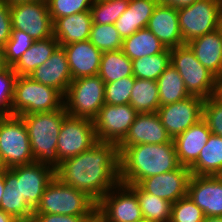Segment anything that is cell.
Returning <instances> with one entry per match:
<instances>
[{
  "mask_svg": "<svg viewBox=\"0 0 222 222\" xmlns=\"http://www.w3.org/2000/svg\"><path fill=\"white\" fill-rule=\"evenodd\" d=\"M119 151L115 143L97 142L89 150L61 162L55 176L85 193L96 204L119 180Z\"/></svg>",
  "mask_w": 222,
  "mask_h": 222,
  "instance_id": "1",
  "label": "cell"
},
{
  "mask_svg": "<svg viewBox=\"0 0 222 222\" xmlns=\"http://www.w3.org/2000/svg\"><path fill=\"white\" fill-rule=\"evenodd\" d=\"M119 180L124 185L139 184L150 176L179 168L173 139L163 144L125 146L119 152Z\"/></svg>",
  "mask_w": 222,
  "mask_h": 222,
  "instance_id": "2",
  "label": "cell"
},
{
  "mask_svg": "<svg viewBox=\"0 0 222 222\" xmlns=\"http://www.w3.org/2000/svg\"><path fill=\"white\" fill-rule=\"evenodd\" d=\"M66 108L42 113L21 115L30 140L32 155L37 163L47 165L54 171L60 166L57 143Z\"/></svg>",
  "mask_w": 222,
  "mask_h": 222,
  "instance_id": "3",
  "label": "cell"
},
{
  "mask_svg": "<svg viewBox=\"0 0 222 222\" xmlns=\"http://www.w3.org/2000/svg\"><path fill=\"white\" fill-rule=\"evenodd\" d=\"M96 207L97 204L85 193L54 176L47 184L34 214L96 216Z\"/></svg>",
  "mask_w": 222,
  "mask_h": 222,
  "instance_id": "4",
  "label": "cell"
},
{
  "mask_svg": "<svg viewBox=\"0 0 222 222\" xmlns=\"http://www.w3.org/2000/svg\"><path fill=\"white\" fill-rule=\"evenodd\" d=\"M64 96L55 88L29 76H18L15 82L12 115L51 112L64 107Z\"/></svg>",
  "mask_w": 222,
  "mask_h": 222,
  "instance_id": "5",
  "label": "cell"
},
{
  "mask_svg": "<svg viewBox=\"0 0 222 222\" xmlns=\"http://www.w3.org/2000/svg\"><path fill=\"white\" fill-rule=\"evenodd\" d=\"M55 171L40 163L18 165L4 170L5 191H15L35 210Z\"/></svg>",
  "mask_w": 222,
  "mask_h": 222,
  "instance_id": "6",
  "label": "cell"
},
{
  "mask_svg": "<svg viewBox=\"0 0 222 222\" xmlns=\"http://www.w3.org/2000/svg\"><path fill=\"white\" fill-rule=\"evenodd\" d=\"M64 98L68 115L93 120L105 104V83L99 75L72 80Z\"/></svg>",
  "mask_w": 222,
  "mask_h": 222,
  "instance_id": "7",
  "label": "cell"
},
{
  "mask_svg": "<svg viewBox=\"0 0 222 222\" xmlns=\"http://www.w3.org/2000/svg\"><path fill=\"white\" fill-rule=\"evenodd\" d=\"M0 155L6 168L36 162L31 152L26 125L20 116L8 115L0 118Z\"/></svg>",
  "mask_w": 222,
  "mask_h": 222,
  "instance_id": "8",
  "label": "cell"
},
{
  "mask_svg": "<svg viewBox=\"0 0 222 222\" xmlns=\"http://www.w3.org/2000/svg\"><path fill=\"white\" fill-rule=\"evenodd\" d=\"M222 0H197L178 9L179 27L184 44L219 28Z\"/></svg>",
  "mask_w": 222,
  "mask_h": 222,
  "instance_id": "9",
  "label": "cell"
},
{
  "mask_svg": "<svg viewBox=\"0 0 222 222\" xmlns=\"http://www.w3.org/2000/svg\"><path fill=\"white\" fill-rule=\"evenodd\" d=\"M170 64L182 77L190 95L203 99L212 96L215 76L198 61L188 44L170 49Z\"/></svg>",
  "mask_w": 222,
  "mask_h": 222,
  "instance_id": "10",
  "label": "cell"
},
{
  "mask_svg": "<svg viewBox=\"0 0 222 222\" xmlns=\"http://www.w3.org/2000/svg\"><path fill=\"white\" fill-rule=\"evenodd\" d=\"M11 27L24 31L34 41L53 36V21L47 1L21 2L10 5Z\"/></svg>",
  "mask_w": 222,
  "mask_h": 222,
  "instance_id": "11",
  "label": "cell"
},
{
  "mask_svg": "<svg viewBox=\"0 0 222 222\" xmlns=\"http://www.w3.org/2000/svg\"><path fill=\"white\" fill-rule=\"evenodd\" d=\"M137 115L138 112L130 104H104L93 119L97 141L118 145Z\"/></svg>",
  "mask_w": 222,
  "mask_h": 222,
  "instance_id": "12",
  "label": "cell"
},
{
  "mask_svg": "<svg viewBox=\"0 0 222 222\" xmlns=\"http://www.w3.org/2000/svg\"><path fill=\"white\" fill-rule=\"evenodd\" d=\"M97 142L93 120L67 115L63 120L58 137L59 160L62 162L79 155L89 150Z\"/></svg>",
  "mask_w": 222,
  "mask_h": 222,
  "instance_id": "13",
  "label": "cell"
},
{
  "mask_svg": "<svg viewBox=\"0 0 222 222\" xmlns=\"http://www.w3.org/2000/svg\"><path fill=\"white\" fill-rule=\"evenodd\" d=\"M118 195L109 191L97 203L96 216L102 222H138L143 220L142 211L136 194L127 186L119 183Z\"/></svg>",
  "mask_w": 222,
  "mask_h": 222,
  "instance_id": "14",
  "label": "cell"
},
{
  "mask_svg": "<svg viewBox=\"0 0 222 222\" xmlns=\"http://www.w3.org/2000/svg\"><path fill=\"white\" fill-rule=\"evenodd\" d=\"M205 99L191 95L184 100L160 106L158 115L168 135L174 139L203 117Z\"/></svg>",
  "mask_w": 222,
  "mask_h": 222,
  "instance_id": "15",
  "label": "cell"
},
{
  "mask_svg": "<svg viewBox=\"0 0 222 222\" xmlns=\"http://www.w3.org/2000/svg\"><path fill=\"white\" fill-rule=\"evenodd\" d=\"M187 196L205 217H222V178L220 175H191Z\"/></svg>",
  "mask_w": 222,
  "mask_h": 222,
  "instance_id": "16",
  "label": "cell"
},
{
  "mask_svg": "<svg viewBox=\"0 0 222 222\" xmlns=\"http://www.w3.org/2000/svg\"><path fill=\"white\" fill-rule=\"evenodd\" d=\"M191 175L188 167L180 166L175 170L143 179L138 185L145 192L173 204L187 195Z\"/></svg>",
  "mask_w": 222,
  "mask_h": 222,
  "instance_id": "17",
  "label": "cell"
},
{
  "mask_svg": "<svg viewBox=\"0 0 222 222\" xmlns=\"http://www.w3.org/2000/svg\"><path fill=\"white\" fill-rule=\"evenodd\" d=\"M171 140L157 112L138 113L126 136L117 146L120 152L125 146L163 144Z\"/></svg>",
  "mask_w": 222,
  "mask_h": 222,
  "instance_id": "18",
  "label": "cell"
},
{
  "mask_svg": "<svg viewBox=\"0 0 222 222\" xmlns=\"http://www.w3.org/2000/svg\"><path fill=\"white\" fill-rule=\"evenodd\" d=\"M72 79L98 75L102 52L89 40L62 46Z\"/></svg>",
  "mask_w": 222,
  "mask_h": 222,
  "instance_id": "19",
  "label": "cell"
},
{
  "mask_svg": "<svg viewBox=\"0 0 222 222\" xmlns=\"http://www.w3.org/2000/svg\"><path fill=\"white\" fill-rule=\"evenodd\" d=\"M29 77L41 84L55 88L65 96L73 79L64 49L59 46L50 58L38 66Z\"/></svg>",
  "mask_w": 222,
  "mask_h": 222,
  "instance_id": "20",
  "label": "cell"
},
{
  "mask_svg": "<svg viewBox=\"0 0 222 222\" xmlns=\"http://www.w3.org/2000/svg\"><path fill=\"white\" fill-rule=\"evenodd\" d=\"M146 28L160 40L165 48L172 49L184 45L177 8L158 3Z\"/></svg>",
  "mask_w": 222,
  "mask_h": 222,
  "instance_id": "21",
  "label": "cell"
},
{
  "mask_svg": "<svg viewBox=\"0 0 222 222\" xmlns=\"http://www.w3.org/2000/svg\"><path fill=\"white\" fill-rule=\"evenodd\" d=\"M211 133L207 123L201 119L173 139L181 166L190 168L197 161L199 153L208 142Z\"/></svg>",
  "mask_w": 222,
  "mask_h": 222,
  "instance_id": "22",
  "label": "cell"
},
{
  "mask_svg": "<svg viewBox=\"0 0 222 222\" xmlns=\"http://www.w3.org/2000/svg\"><path fill=\"white\" fill-rule=\"evenodd\" d=\"M92 24L90 11L64 16L53 23V36L57 39L60 47L86 41L89 40Z\"/></svg>",
  "mask_w": 222,
  "mask_h": 222,
  "instance_id": "23",
  "label": "cell"
},
{
  "mask_svg": "<svg viewBox=\"0 0 222 222\" xmlns=\"http://www.w3.org/2000/svg\"><path fill=\"white\" fill-rule=\"evenodd\" d=\"M198 61L215 77L222 74V33L219 29L187 43Z\"/></svg>",
  "mask_w": 222,
  "mask_h": 222,
  "instance_id": "24",
  "label": "cell"
},
{
  "mask_svg": "<svg viewBox=\"0 0 222 222\" xmlns=\"http://www.w3.org/2000/svg\"><path fill=\"white\" fill-rule=\"evenodd\" d=\"M158 0H130L125 12L115 22L122 39L146 28Z\"/></svg>",
  "mask_w": 222,
  "mask_h": 222,
  "instance_id": "25",
  "label": "cell"
},
{
  "mask_svg": "<svg viewBox=\"0 0 222 222\" xmlns=\"http://www.w3.org/2000/svg\"><path fill=\"white\" fill-rule=\"evenodd\" d=\"M58 47L59 43L54 36L34 41L12 69L18 76H29L38 66L45 63Z\"/></svg>",
  "mask_w": 222,
  "mask_h": 222,
  "instance_id": "26",
  "label": "cell"
},
{
  "mask_svg": "<svg viewBox=\"0 0 222 222\" xmlns=\"http://www.w3.org/2000/svg\"><path fill=\"white\" fill-rule=\"evenodd\" d=\"M189 169L192 175H220L222 173V137L211 133L197 161Z\"/></svg>",
  "mask_w": 222,
  "mask_h": 222,
  "instance_id": "27",
  "label": "cell"
},
{
  "mask_svg": "<svg viewBox=\"0 0 222 222\" xmlns=\"http://www.w3.org/2000/svg\"><path fill=\"white\" fill-rule=\"evenodd\" d=\"M166 48L147 28L140 29L130 37L123 39L122 51L130 59L162 53Z\"/></svg>",
  "mask_w": 222,
  "mask_h": 222,
  "instance_id": "28",
  "label": "cell"
},
{
  "mask_svg": "<svg viewBox=\"0 0 222 222\" xmlns=\"http://www.w3.org/2000/svg\"><path fill=\"white\" fill-rule=\"evenodd\" d=\"M98 75L104 83L114 82L133 76L132 60L121 49L103 52Z\"/></svg>",
  "mask_w": 222,
  "mask_h": 222,
  "instance_id": "29",
  "label": "cell"
},
{
  "mask_svg": "<svg viewBox=\"0 0 222 222\" xmlns=\"http://www.w3.org/2000/svg\"><path fill=\"white\" fill-rule=\"evenodd\" d=\"M129 104L138 113L157 112L160 107L157 81L135 78Z\"/></svg>",
  "mask_w": 222,
  "mask_h": 222,
  "instance_id": "30",
  "label": "cell"
},
{
  "mask_svg": "<svg viewBox=\"0 0 222 222\" xmlns=\"http://www.w3.org/2000/svg\"><path fill=\"white\" fill-rule=\"evenodd\" d=\"M127 186L136 194L145 220L170 222L171 202L145 192L138 184Z\"/></svg>",
  "mask_w": 222,
  "mask_h": 222,
  "instance_id": "31",
  "label": "cell"
},
{
  "mask_svg": "<svg viewBox=\"0 0 222 222\" xmlns=\"http://www.w3.org/2000/svg\"><path fill=\"white\" fill-rule=\"evenodd\" d=\"M160 106L175 103L191 96L176 68L169 64L157 79Z\"/></svg>",
  "mask_w": 222,
  "mask_h": 222,
  "instance_id": "32",
  "label": "cell"
},
{
  "mask_svg": "<svg viewBox=\"0 0 222 222\" xmlns=\"http://www.w3.org/2000/svg\"><path fill=\"white\" fill-rule=\"evenodd\" d=\"M169 64L170 49L166 48L162 53L132 60L133 76L138 79L157 81Z\"/></svg>",
  "mask_w": 222,
  "mask_h": 222,
  "instance_id": "33",
  "label": "cell"
},
{
  "mask_svg": "<svg viewBox=\"0 0 222 222\" xmlns=\"http://www.w3.org/2000/svg\"><path fill=\"white\" fill-rule=\"evenodd\" d=\"M130 0H94L90 8L94 24H115L125 12Z\"/></svg>",
  "mask_w": 222,
  "mask_h": 222,
  "instance_id": "34",
  "label": "cell"
},
{
  "mask_svg": "<svg viewBox=\"0 0 222 222\" xmlns=\"http://www.w3.org/2000/svg\"><path fill=\"white\" fill-rule=\"evenodd\" d=\"M89 41L102 53L122 49L121 38L115 24H92Z\"/></svg>",
  "mask_w": 222,
  "mask_h": 222,
  "instance_id": "35",
  "label": "cell"
},
{
  "mask_svg": "<svg viewBox=\"0 0 222 222\" xmlns=\"http://www.w3.org/2000/svg\"><path fill=\"white\" fill-rule=\"evenodd\" d=\"M34 40L24 31L11 29L10 39L2 49L4 66H13L32 46Z\"/></svg>",
  "mask_w": 222,
  "mask_h": 222,
  "instance_id": "36",
  "label": "cell"
},
{
  "mask_svg": "<svg viewBox=\"0 0 222 222\" xmlns=\"http://www.w3.org/2000/svg\"><path fill=\"white\" fill-rule=\"evenodd\" d=\"M0 209L13 216L19 222H31L34 210L27 204L24 197L15 191H5L0 203Z\"/></svg>",
  "mask_w": 222,
  "mask_h": 222,
  "instance_id": "37",
  "label": "cell"
},
{
  "mask_svg": "<svg viewBox=\"0 0 222 222\" xmlns=\"http://www.w3.org/2000/svg\"><path fill=\"white\" fill-rule=\"evenodd\" d=\"M18 75L11 66L0 69V114L12 115V103L14 97L15 82Z\"/></svg>",
  "mask_w": 222,
  "mask_h": 222,
  "instance_id": "38",
  "label": "cell"
},
{
  "mask_svg": "<svg viewBox=\"0 0 222 222\" xmlns=\"http://www.w3.org/2000/svg\"><path fill=\"white\" fill-rule=\"evenodd\" d=\"M135 77H125L114 82L105 83V104H129Z\"/></svg>",
  "mask_w": 222,
  "mask_h": 222,
  "instance_id": "39",
  "label": "cell"
},
{
  "mask_svg": "<svg viewBox=\"0 0 222 222\" xmlns=\"http://www.w3.org/2000/svg\"><path fill=\"white\" fill-rule=\"evenodd\" d=\"M53 23L61 17L90 11L94 0H46Z\"/></svg>",
  "mask_w": 222,
  "mask_h": 222,
  "instance_id": "40",
  "label": "cell"
},
{
  "mask_svg": "<svg viewBox=\"0 0 222 222\" xmlns=\"http://www.w3.org/2000/svg\"><path fill=\"white\" fill-rule=\"evenodd\" d=\"M204 214L186 195L171 206L170 222H203Z\"/></svg>",
  "mask_w": 222,
  "mask_h": 222,
  "instance_id": "41",
  "label": "cell"
},
{
  "mask_svg": "<svg viewBox=\"0 0 222 222\" xmlns=\"http://www.w3.org/2000/svg\"><path fill=\"white\" fill-rule=\"evenodd\" d=\"M202 119L207 123L212 134L222 137V103L212 97L205 99Z\"/></svg>",
  "mask_w": 222,
  "mask_h": 222,
  "instance_id": "42",
  "label": "cell"
},
{
  "mask_svg": "<svg viewBox=\"0 0 222 222\" xmlns=\"http://www.w3.org/2000/svg\"><path fill=\"white\" fill-rule=\"evenodd\" d=\"M10 5L0 0V49H3L11 36Z\"/></svg>",
  "mask_w": 222,
  "mask_h": 222,
  "instance_id": "43",
  "label": "cell"
},
{
  "mask_svg": "<svg viewBox=\"0 0 222 222\" xmlns=\"http://www.w3.org/2000/svg\"><path fill=\"white\" fill-rule=\"evenodd\" d=\"M95 216H71L59 214H33L31 222H88Z\"/></svg>",
  "mask_w": 222,
  "mask_h": 222,
  "instance_id": "44",
  "label": "cell"
},
{
  "mask_svg": "<svg viewBox=\"0 0 222 222\" xmlns=\"http://www.w3.org/2000/svg\"><path fill=\"white\" fill-rule=\"evenodd\" d=\"M159 4L166 5V6H172L174 8H182L186 6L192 5L197 0H158Z\"/></svg>",
  "mask_w": 222,
  "mask_h": 222,
  "instance_id": "45",
  "label": "cell"
},
{
  "mask_svg": "<svg viewBox=\"0 0 222 222\" xmlns=\"http://www.w3.org/2000/svg\"><path fill=\"white\" fill-rule=\"evenodd\" d=\"M211 97L219 103H222V74L215 77L214 89Z\"/></svg>",
  "mask_w": 222,
  "mask_h": 222,
  "instance_id": "46",
  "label": "cell"
},
{
  "mask_svg": "<svg viewBox=\"0 0 222 222\" xmlns=\"http://www.w3.org/2000/svg\"><path fill=\"white\" fill-rule=\"evenodd\" d=\"M0 222H19L13 216L0 209Z\"/></svg>",
  "mask_w": 222,
  "mask_h": 222,
  "instance_id": "47",
  "label": "cell"
},
{
  "mask_svg": "<svg viewBox=\"0 0 222 222\" xmlns=\"http://www.w3.org/2000/svg\"><path fill=\"white\" fill-rule=\"evenodd\" d=\"M5 192L4 171L0 172V203Z\"/></svg>",
  "mask_w": 222,
  "mask_h": 222,
  "instance_id": "48",
  "label": "cell"
},
{
  "mask_svg": "<svg viewBox=\"0 0 222 222\" xmlns=\"http://www.w3.org/2000/svg\"><path fill=\"white\" fill-rule=\"evenodd\" d=\"M203 222H222V217H204Z\"/></svg>",
  "mask_w": 222,
  "mask_h": 222,
  "instance_id": "49",
  "label": "cell"
},
{
  "mask_svg": "<svg viewBox=\"0 0 222 222\" xmlns=\"http://www.w3.org/2000/svg\"><path fill=\"white\" fill-rule=\"evenodd\" d=\"M9 5L21 2L45 1V0H5Z\"/></svg>",
  "mask_w": 222,
  "mask_h": 222,
  "instance_id": "50",
  "label": "cell"
},
{
  "mask_svg": "<svg viewBox=\"0 0 222 222\" xmlns=\"http://www.w3.org/2000/svg\"><path fill=\"white\" fill-rule=\"evenodd\" d=\"M6 169L7 168H6L5 164L3 163V160H2L1 155H0V172L4 171Z\"/></svg>",
  "mask_w": 222,
  "mask_h": 222,
  "instance_id": "51",
  "label": "cell"
},
{
  "mask_svg": "<svg viewBox=\"0 0 222 222\" xmlns=\"http://www.w3.org/2000/svg\"><path fill=\"white\" fill-rule=\"evenodd\" d=\"M4 67L2 49H0V69Z\"/></svg>",
  "mask_w": 222,
  "mask_h": 222,
  "instance_id": "52",
  "label": "cell"
},
{
  "mask_svg": "<svg viewBox=\"0 0 222 222\" xmlns=\"http://www.w3.org/2000/svg\"><path fill=\"white\" fill-rule=\"evenodd\" d=\"M88 222H102L97 216H95L92 220Z\"/></svg>",
  "mask_w": 222,
  "mask_h": 222,
  "instance_id": "53",
  "label": "cell"
},
{
  "mask_svg": "<svg viewBox=\"0 0 222 222\" xmlns=\"http://www.w3.org/2000/svg\"><path fill=\"white\" fill-rule=\"evenodd\" d=\"M220 31H221V33H222V17H221V20H220V24H219V28H218Z\"/></svg>",
  "mask_w": 222,
  "mask_h": 222,
  "instance_id": "54",
  "label": "cell"
},
{
  "mask_svg": "<svg viewBox=\"0 0 222 222\" xmlns=\"http://www.w3.org/2000/svg\"><path fill=\"white\" fill-rule=\"evenodd\" d=\"M138 222H154V221H149V220H145V219H143V220L138 221Z\"/></svg>",
  "mask_w": 222,
  "mask_h": 222,
  "instance_id": "55",
  "label": "cell"
}]
</instances>
